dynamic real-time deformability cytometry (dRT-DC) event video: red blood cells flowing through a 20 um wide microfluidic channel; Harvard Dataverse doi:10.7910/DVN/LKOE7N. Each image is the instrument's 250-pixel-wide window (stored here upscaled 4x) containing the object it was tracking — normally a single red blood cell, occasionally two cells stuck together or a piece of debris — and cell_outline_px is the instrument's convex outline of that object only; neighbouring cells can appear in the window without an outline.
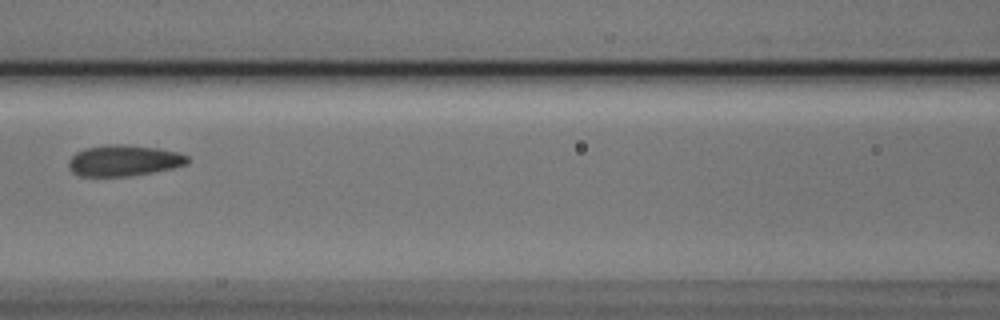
{"species": "Egyptian fruit bat (a non-hibernating species)", "species_latin": "Rousettus aegyptiacus", "temperature_condition": "cold", "stored_images_in_passage": 8, "camera_frame_rate_fps": 3000, "um_per_image_px": 0.085, "animal": {"sex": "male"}, "frame": {"image": 1, "passage_image": 8, "time_ms": 2.333, "image_size_px": [1000, 320], "cell_outline_px": [[188, 164], [172, 168], [132, 176], [80, 176], [72, 172], [68, 168], [68, 160], [76, 152], [84, 148], [108, 144], [124, 144], [156, 148], [180, 152], [188, 156]], "centroid_in_image_um": [10.51, 13.64], "position_along_channel_um": 156.1, "area_um2": 21.68}}